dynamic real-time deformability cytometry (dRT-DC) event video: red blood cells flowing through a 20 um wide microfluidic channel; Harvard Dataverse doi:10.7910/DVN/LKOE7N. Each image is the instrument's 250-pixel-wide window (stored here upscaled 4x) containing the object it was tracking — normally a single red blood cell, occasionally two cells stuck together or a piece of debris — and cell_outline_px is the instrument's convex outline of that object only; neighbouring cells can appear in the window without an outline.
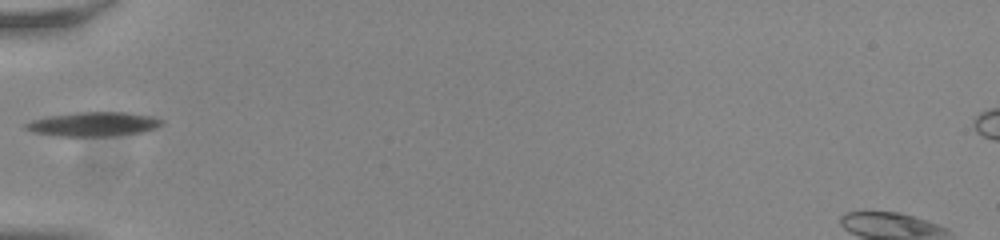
{"species": "common noctule bat (a hibernating species)", "species_latin": "Nyctalus noctula", "temperature_condition": "room temperature", "stored_images_in_passage": 9, "camera_frame_rate_fps": 3000, "um_per_image_px": 0.085, "animal": {"sex": "male", "body_mass_g": 20.0, "forearm_length_mm": 53.3}, "frame": {"image": 1, "passage_image": 1, "time_ms": 0.0, "image_size_px": [1000, 240], "cell_outline_px": [[164, 124], [156, 128], [140, 132], [112, 136], [56, 136], [32, 132], [24, 128], [24, 124], [32, 120], [48, 116], [76, 112], [124, 112], [152, 116], [164, 120]], "centroid_in_image_um": [7.94, 10.55], "position_along_channel_um": 77.1, "area_um2": 19.31}}